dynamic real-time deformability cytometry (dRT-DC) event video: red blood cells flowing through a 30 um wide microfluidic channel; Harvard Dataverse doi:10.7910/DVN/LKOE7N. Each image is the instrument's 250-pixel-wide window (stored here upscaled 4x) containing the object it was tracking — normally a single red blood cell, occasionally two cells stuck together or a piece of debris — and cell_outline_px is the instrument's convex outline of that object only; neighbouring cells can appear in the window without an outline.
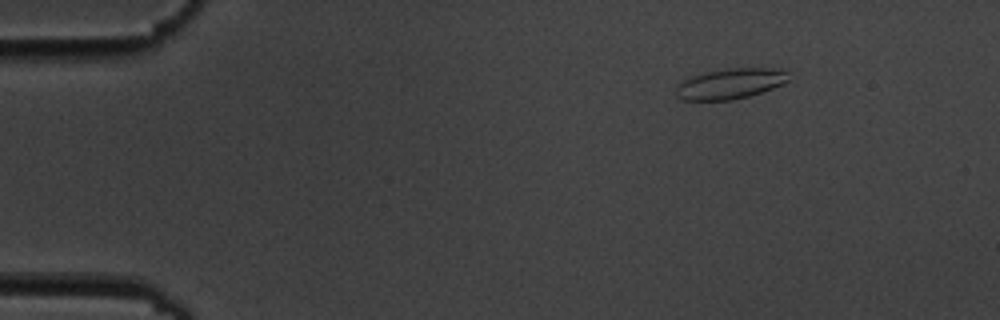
{"species": "common noctule bat (a hibernating species)", "species_latin": "Nyctalus noctula", "temperature_condition": "cold", "stored_images_in_passage": 9, "camera_frame_rate_fps": 3000, "um_per_image_px": 0.085, "animal": {"sex": "male", "body_mass_g": 19.5, "forearm_length_mm": 54.6}, "frame": {"image": 1, "passage_image": 2, "time_ms": 2.0, "image_size_px": [1000, 320], "cell_outline_px": [[788, 80], [784, 84], [748, 96], [732, 100], [684, 100], [676, 96], [676, 88], [684, 80], [692, 76], [708, 72], [728, 68], [772, 68], [788, 72]], "centroid_in_image_um": [62.08, 7.12], "position_along_channel_um": 22.9, "area_um2": 19.71}}
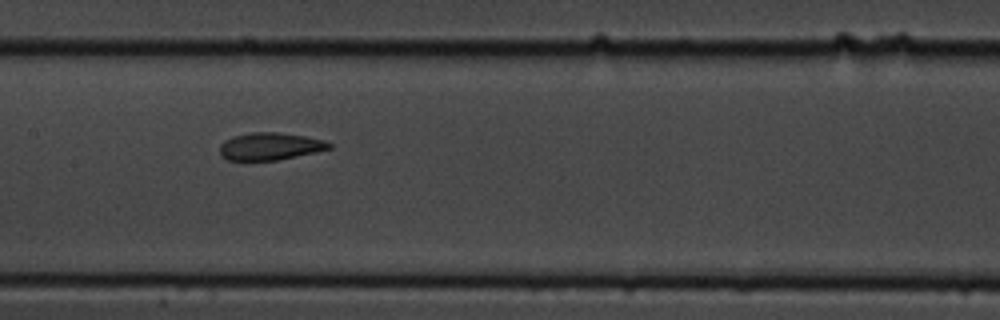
{"frame": {"image": 2, "passage_image": 8, "time_ms": 9.0, "image_size_px": [1000, 320], "cell_outline_px": [[332, 148], [316, 152], [276, 160], [228, 160], [220, 156], [220, 144], [224, 140], [236, 136], [252, 132], [276, 132], [304, 136], [324, 140], [332, 144]], "centroid_in_image_um": [22.95, 12.44], "position_along_channel_um": 184.5, "area_um2": 17.34}}
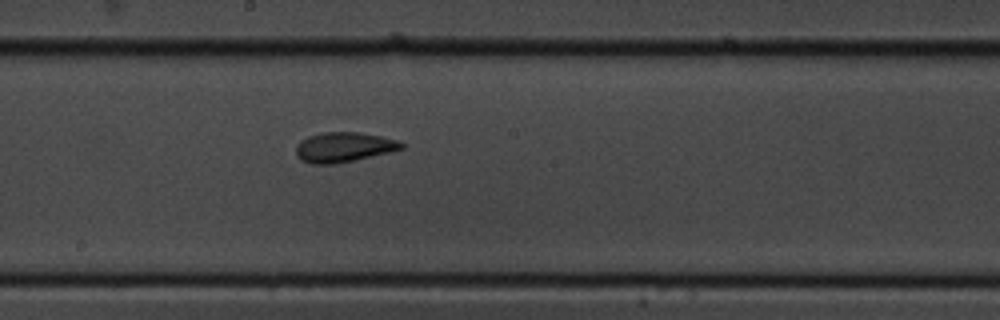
{"frame": {"image": 3, "passage_image": 9, "time_ms": 10.0, "image_size_px": [1000, 320], "cell_outline_px": [[404, 148], [388, 152], [352, 160], [332, 164], [312, 164], [300, 160], [296, 156], [296, 144], [300, 140], [308, 136], [324, 132], [356, 132], [384, 136], [396, 140], [404, 144]], "centroid_in_image_um": [29.17, 12.5], "position_along_channel_um": 219.0, "area_um2": 18.26}}